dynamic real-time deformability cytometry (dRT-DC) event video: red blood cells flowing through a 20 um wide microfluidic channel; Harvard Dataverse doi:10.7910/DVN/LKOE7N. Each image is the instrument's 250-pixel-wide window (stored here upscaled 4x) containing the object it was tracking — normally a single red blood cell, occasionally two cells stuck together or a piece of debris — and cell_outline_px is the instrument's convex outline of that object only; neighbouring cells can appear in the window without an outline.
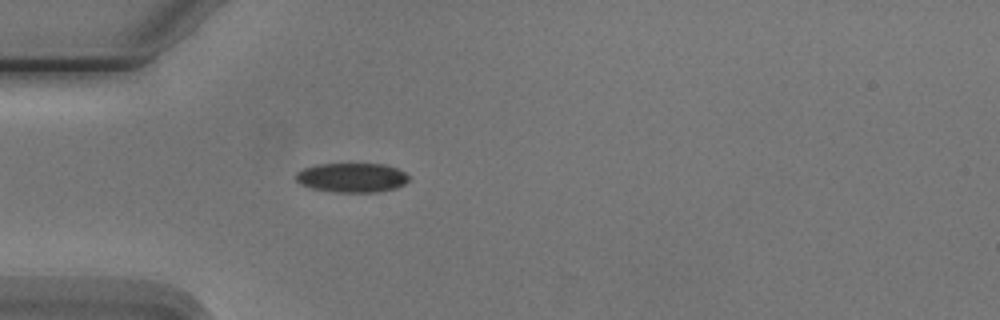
{"species": "Egyptian fruit bat (a non-hibernating species)", "species_latin": "Rousettus aegyptiacus", "temperature_condition": "cold", "stored_images_in_passage": 3, "camera_frame_rate_fps": 3000, "um_per_image_px": 0.085, "animal": {"sex": "male"}, "frame": {"image": 1, "passage_image": 3, "time_ms": 2.333, "image_size_px": [1000, 320], "cell_outline_px": [[408, 180], [404, 184], [396, 188], [376, 192], [336, 192], [312, 188], [300, 184], [296, 180], [296, 172], [304, 168], [316, 164], [384, 164], [396, 168], [404, 172], [408, 176]], "centroid_in_image_um": [29.89, 15.09], "position_along_channel_um": 55.1, "area_um2": 19.25}}